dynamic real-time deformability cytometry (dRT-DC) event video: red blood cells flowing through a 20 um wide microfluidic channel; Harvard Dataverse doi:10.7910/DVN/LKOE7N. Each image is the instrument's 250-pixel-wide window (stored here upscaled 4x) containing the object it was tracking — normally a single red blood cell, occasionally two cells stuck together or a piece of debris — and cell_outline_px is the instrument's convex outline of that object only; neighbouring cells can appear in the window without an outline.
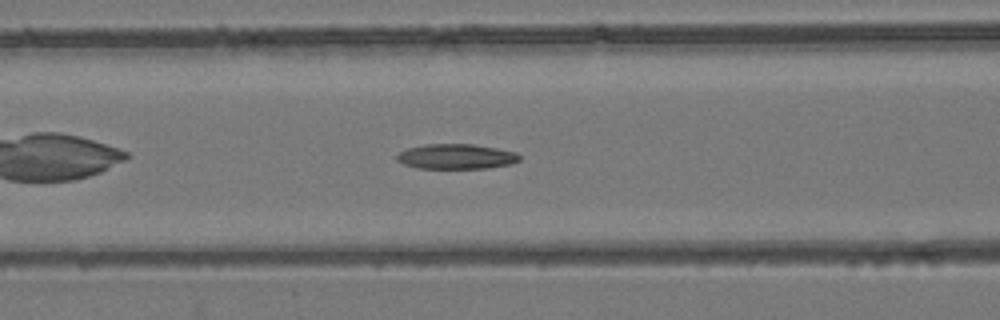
{"species": "common noctule bat (a hibernating species)", "species_latin": "Nyctalus noctula", "temperature_condition": "room temperature", "stored_images_in_passage": 40, "camera_frame_rate_fps": 3000, "um_per_image_px": 0.085, "animal": {"sex": "female", "body_mass_g": 24.6, "forearm_length_mm": 56.2}, "frame": {"image": 1, "passage_image": 8, "time_ms": 2.333, "image_size_px": [1000, 320], "cell_outline_px": [[520, 160], [512, 164], [488, 168], [416, 168], [404, 164], [396, 160], [396, 156], [400, 152], [408, 148], [424, 144], [472, 144], [496, 148], [516, 152], [520, 156]], "centroid_in_image_um": [38.78, 13.3], "position_along_channel_um": 127.8, "area_um2": 17.92}}
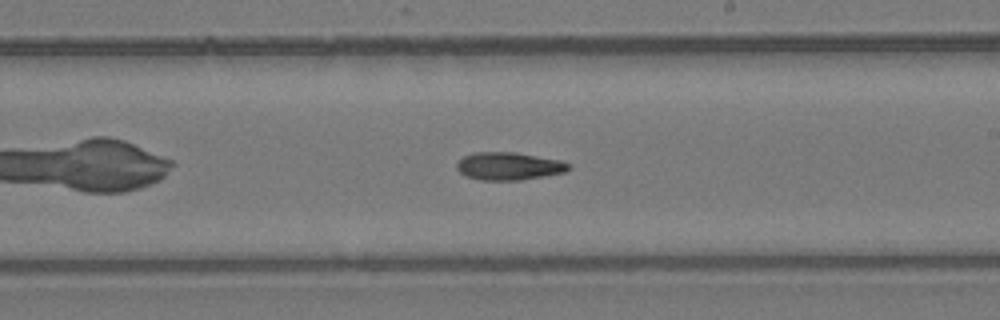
{"frame": {"image": 2, "passage_image": 17, "time_ms": 5.333, "image_size_px": [1000, 320], "cell_outline_px": [[572, 168], [564, 172], [544, 176], [520, 180], [480, 180], [464, 176], [456, 168], [456, 164], [464, 156], [476, 152], [516, 152], [560, 160], [568, 164]], "centroid_in_image_um": [43.23, 14.12], "position_along_channel_um": 245.8, "area_um2": 18.09}}
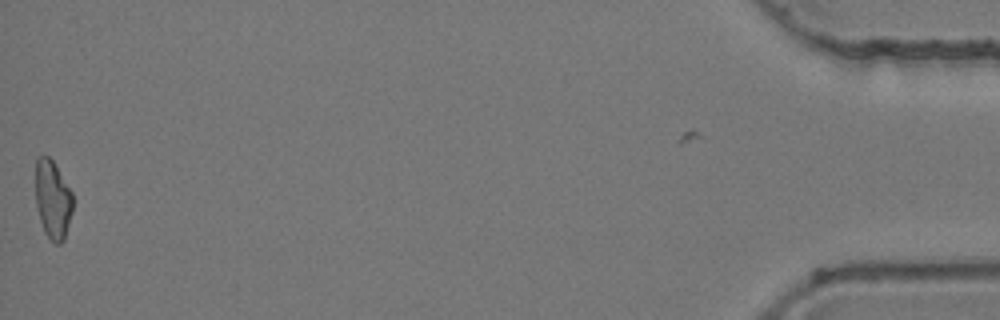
{"frame": {"image": 3, "passage_image": 39, "time_ms": 12.667, "image_size_px": [1000, 320], "cell_outline_px": [[72, 212], [64, 240], [60, 244], [56, 244], [44, 232], [40, 220], [36, 204], [36, 156], [48, 156], [52, 160], [72, 192]], "centroid_in_image_um": [4.48, 16.97], "position_along_channel_um": 430.7, "area_um2": 16.88}}